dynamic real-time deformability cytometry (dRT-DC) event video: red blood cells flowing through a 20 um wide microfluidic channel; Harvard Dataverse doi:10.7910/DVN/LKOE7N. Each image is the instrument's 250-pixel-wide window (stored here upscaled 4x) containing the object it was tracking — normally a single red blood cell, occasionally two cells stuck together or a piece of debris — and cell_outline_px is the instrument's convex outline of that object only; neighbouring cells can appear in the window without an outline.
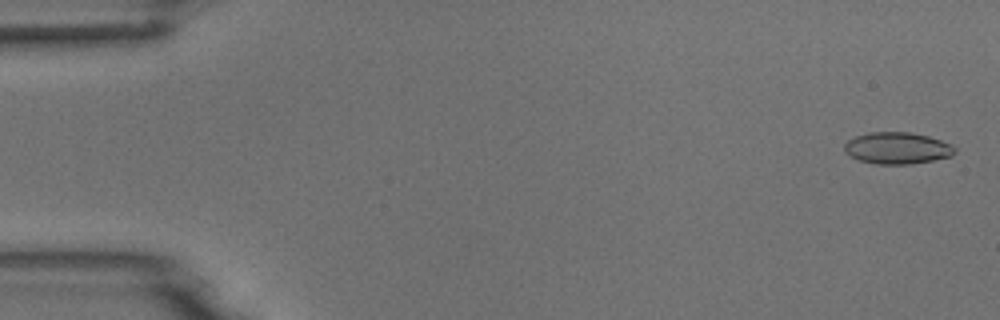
{"species": "common noctule bat (a hibernating species)", "species_latin": "Nyctalus noctula", "temperature_condition": "room temperature", "stored_images_in_passage": 54, "camera_frame_rate_fps": 3000, "um_per_image_px": 0.085, "animal": {"sex": "male", "body_mass_g": 18.8}, "frame": {"image": 1, "passage_image": 2, "time_ms": 0.333, "image_size_px": [1000, 320], "cell_outline_px": [[956, 152], [952, 156], [932, 160], [908, 164], [876, 164], [860, 160], [844, 152], [844, 144], [848, 140], [856, 136], [868, 132], [912, 132], [928, 136], [952, 144], [956, 148]], "centroid_in_image_um": [76.28, 12.58], "position_along_channel_um": 8.7, "area_um2": 20.4}}
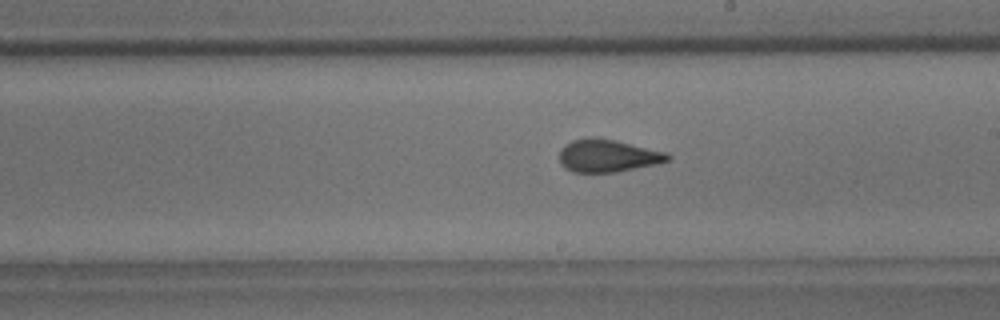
{"frame": {"image": 2, "passage_image": 31, "time_ms": 10.0, "image_size_px": [1000, 320], "cell_outline_px": [[672, 156], [668, 160], [656, 164], [616, 172], [572, 172], [564, 168], [560, 164], [560, 148], [564, 144], [572, 140], [588, 136], [596, 136], [616, 140], [668, 152]], "centroid_in_image_um": [51.63, 13.22], "position_along_channel_um": 237.4, "area_um2": 20.98}}
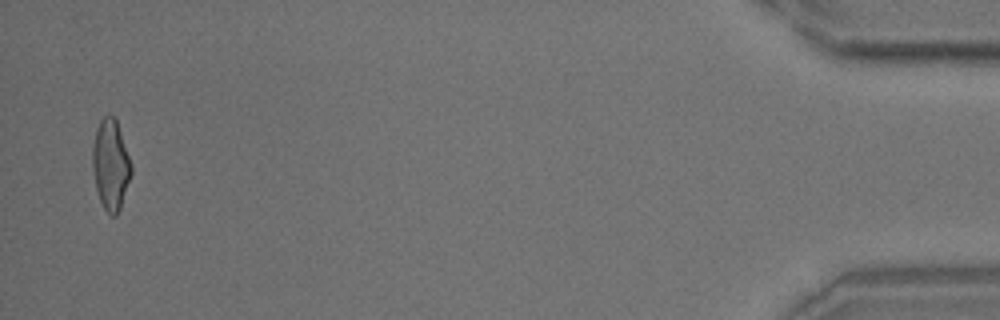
{"frame": {"image": 3, "passage_image": 53, "time_ms": 17.333, "image_size_px": [1000, 320], "cell_outline_px": [[132, 172], [120, 208], [116, 216], [112, 216], [104, 208], [100, 200], [96, 188], [92, 168], [92, 144], [96, 128], [100, 120], [108, 112], [116, 120], [132, 164]], "centroid_in_image_um": [9.39, 13.97], "position_along_channel_um": 425.8, "area_um2": 20.4}, "authors_computed_cell_mechanics": {"area_um2": 20.5479, "velocity_mm_per_s": 3.7579, "shape_relaxation_time_tau1_ms": 8.4453, "shape_relaxation_time_tau2_ms": 1.313, "deformation_change_tau1": 0.2147, "deformation_change_tau2": 0.0929}}